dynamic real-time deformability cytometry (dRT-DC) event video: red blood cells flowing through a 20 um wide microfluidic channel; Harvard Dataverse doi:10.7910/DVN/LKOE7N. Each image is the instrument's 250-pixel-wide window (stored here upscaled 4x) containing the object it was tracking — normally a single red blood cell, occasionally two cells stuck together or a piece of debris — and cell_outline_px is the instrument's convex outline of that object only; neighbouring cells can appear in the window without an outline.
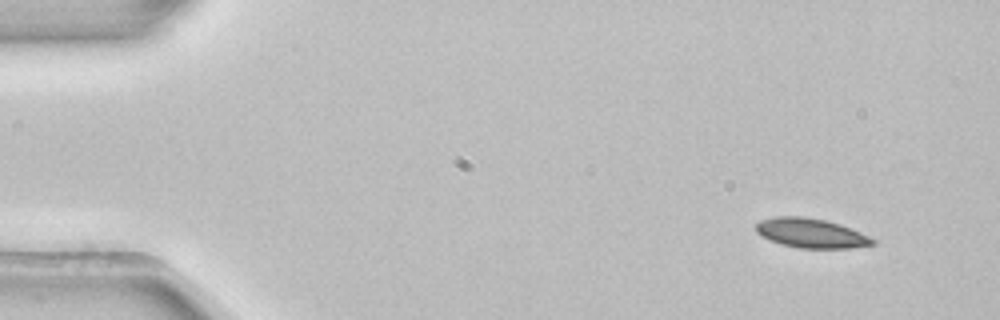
{"species": "common noctule bat (a hibernating species)", "species_latin": "Nyctalus noctula", "temperature_condition": "room temperature", "stored_images_in_passage": 5, "camera_frame_rate_fps": 3000, "um_per_image_px": 0.085, "animal": {"sex": "female", "body_mass_g": 22.7, "forearm_length_mm": 54.2}, "frame": {"image": 1, "passage_image": 1, "time_ms": 0.0, "image_size_px": [1000, 320], "cell_outline_px": [[876, 244], [848, 248], [800, 248], [780, 244], [760, 236], [756, 232], [756, 224], [760, 220], [776, 216], [804, 216], [824, 220], [840, 224], [868, 236], [876, 240]], "centroid_in_image_um": [68.9, 19.81], "position_along_channel_um": 16.1, "area_um2": 20.0}}
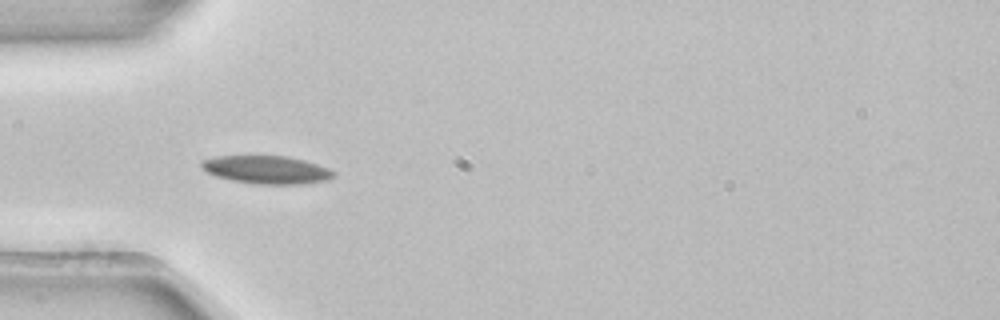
{"frame": {"image": 2, "passage_image": 4, "time_ms": 1.0, "image_size_px": [1000, 320], "cell_outline_px": [[336, 176], [328, 180], [300, 184], [256, 184], [232, 180], [216, 176], [208, 172], [200, 164], [200, 160], [216, 156], [288, 156], [304, 160], [328, 168], [336, 172]], "centroid_in_image_um": [22.69, 14.42], "position_along_channel_um": 62.3, "area_um2": 21.56}}